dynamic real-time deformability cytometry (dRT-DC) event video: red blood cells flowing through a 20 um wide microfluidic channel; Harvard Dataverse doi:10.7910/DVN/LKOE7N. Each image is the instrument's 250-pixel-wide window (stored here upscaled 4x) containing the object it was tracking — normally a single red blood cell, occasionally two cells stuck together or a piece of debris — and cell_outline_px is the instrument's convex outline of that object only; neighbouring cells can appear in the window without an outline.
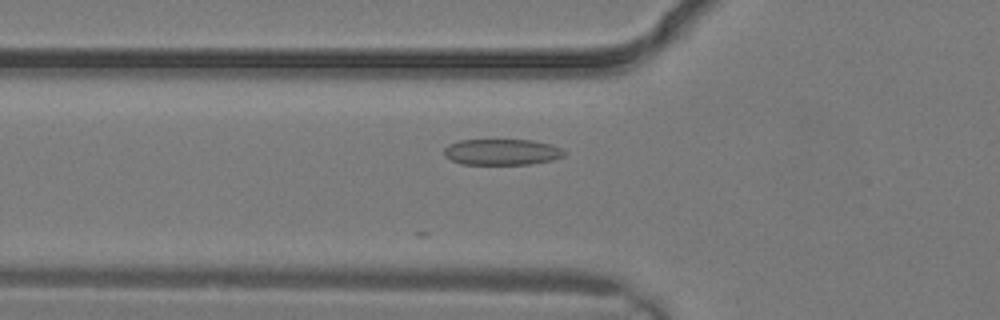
{"species": "common noctule bat (a hibernating species)", "species_latin": "Nyctalus noctula", "temperature_condition": "warm", "stored_images_in_passage": 3, "camera_frame_rate_fps": 3000, "um_per_image_px": 0.085, "animal": {"sex": "male", "body_mass_g": 19.2, "forearm_length_mm": 51.8}, "frame": {"image": 1, "passage_image": 3, "time_ms": 0.667, "image_size_px": [1000, 320], "cell_outline_px": [[568, 152], [564, 156], [552, 160], [528, 164], [460, 164], [444, 156], [444, 148], [448, 144], [460, 140], [532, 140], [552, 144]], "centroid_in_image_um": [42.66, 12.91], "position_along_channel_um": 83.1, "area_um2": 18.32}}